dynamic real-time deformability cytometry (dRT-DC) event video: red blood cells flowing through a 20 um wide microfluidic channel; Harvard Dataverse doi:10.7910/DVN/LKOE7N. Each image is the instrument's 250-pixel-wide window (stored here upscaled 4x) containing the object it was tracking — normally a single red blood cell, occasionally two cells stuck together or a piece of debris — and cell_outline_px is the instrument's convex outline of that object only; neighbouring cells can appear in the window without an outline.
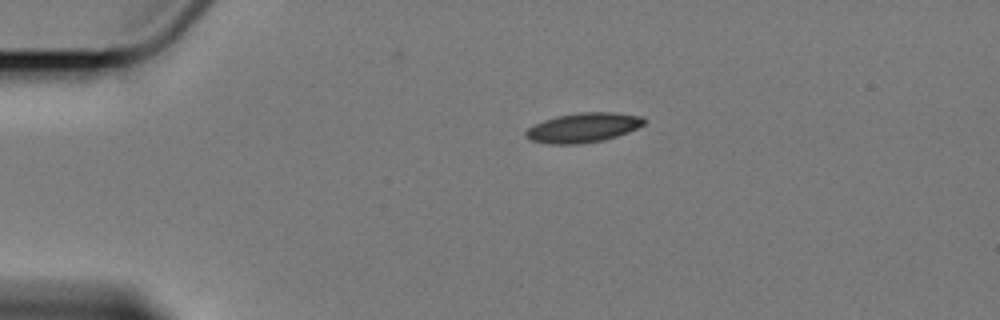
{"species": "Egyptian fruit bat (a non-hibernating species)", "species_latin": "Rousettus aegyptiacus", "temperature_condition": "cold", "stored_images_in_passage": 2, "camera_frame_rate_fps": 3000, "um_per_image_px": 0.085, "animal": {"sex": "female"}, "frame": {"image": 1, "passage_image": 1, "time_ms": 0.0, "image_size_px": [1000, 320], "cell_outline_px": [[648, 120], [644, 124], [628, 132], [604, 140], [576, 144], [548, 144], [532, 140], [524, 136], [524, 132], [528, 128], [544, 120], [556, 116], [576, 112], [616, 112], [644, 116]], "centroid_in_image_um": [49.6, 10.83], "position_along_channel_um": 35.4, "area_um2": 20.52}}